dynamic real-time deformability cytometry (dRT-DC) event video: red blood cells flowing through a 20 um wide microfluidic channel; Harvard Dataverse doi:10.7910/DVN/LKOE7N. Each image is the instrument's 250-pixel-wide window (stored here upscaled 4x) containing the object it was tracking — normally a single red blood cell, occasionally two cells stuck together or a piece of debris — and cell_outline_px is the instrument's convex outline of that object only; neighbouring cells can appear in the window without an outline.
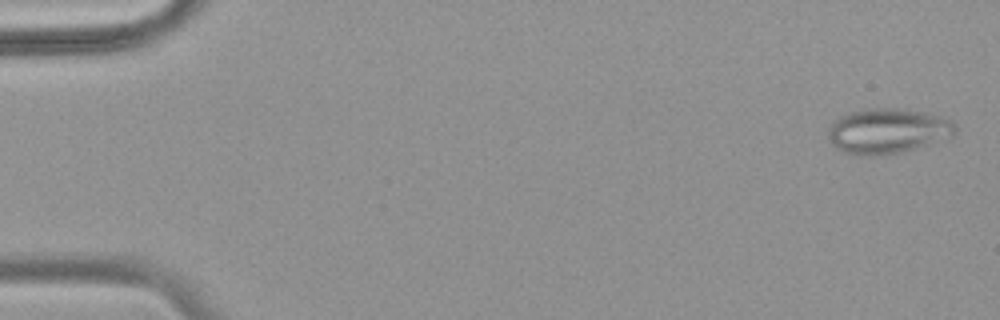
{"species": "common noctule bat (a hibernating species)", "species_latin": "Nyctalus noctula", "temperature_condition": "warm", "stored_images_in_passage": 53, "segment_of_instrument_passage": [1, 2], "camera_frame_rate_fps": 3000, "um_per_image_px": 0.085, "animal": {"sex": "female", "body_mass_g": 18.4}, "frame": {"image": 1, "passage_image": 1, "time_ms": 0.0, "image_size_px": [1000, 320], "cell_outline_px": [[956, 132], [952, 136], [916, 148], [900, 152], [872, 156], [856, 156], [844, 152], [836, 148], [832, 144], [828, 136], [828, 128], [840, 116], [848, 112], [868, 108], [908, 108], [940, 116], [952, 120], [956, 124]], "centroid_in_image_um": [75.44, 11.12], "position_along_channel_um": 9.6, "area_um2": 33.7}}